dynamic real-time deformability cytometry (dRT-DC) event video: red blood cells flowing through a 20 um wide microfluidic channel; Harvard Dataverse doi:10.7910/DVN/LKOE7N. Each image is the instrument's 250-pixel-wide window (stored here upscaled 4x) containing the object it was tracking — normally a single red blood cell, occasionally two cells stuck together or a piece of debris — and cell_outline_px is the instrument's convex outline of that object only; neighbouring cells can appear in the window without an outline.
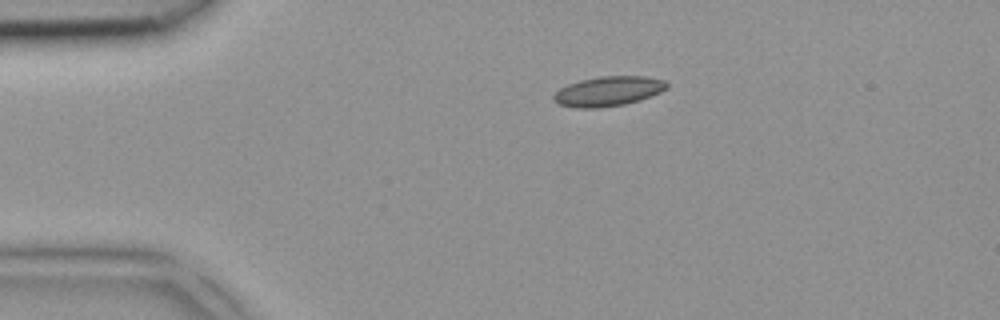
{"species": "common noctule bat (a hibernating species)", "species_latin": "Nyctalus noctula", "temperature_condition": "room temperature", "stored_images_in_passage": 2, "camera_frame_rate_fps": 3000, "um_per_image_px": 0.085, "animal": {"sex": "female", "body_mass_g": 18.4}, "frame": {"image": 1, "passage_image": 1, "time_ms": 0.0, "image_size_px": [1000, 320], "cell_outline_px": [[668, 88], [660, 92], [640, 100], [624, 104], [600, 108], [576, 108], [560, 104], [552, 100], [552, 96], [560, 88], [568, 84], [580, 80], [600, 76], [644, 76], [664, 80], [668, 84]], "centroid_in_image_um": [51.69, 7.75], "position_along_channel_um": 33.3, "area_um2": 19.65}}